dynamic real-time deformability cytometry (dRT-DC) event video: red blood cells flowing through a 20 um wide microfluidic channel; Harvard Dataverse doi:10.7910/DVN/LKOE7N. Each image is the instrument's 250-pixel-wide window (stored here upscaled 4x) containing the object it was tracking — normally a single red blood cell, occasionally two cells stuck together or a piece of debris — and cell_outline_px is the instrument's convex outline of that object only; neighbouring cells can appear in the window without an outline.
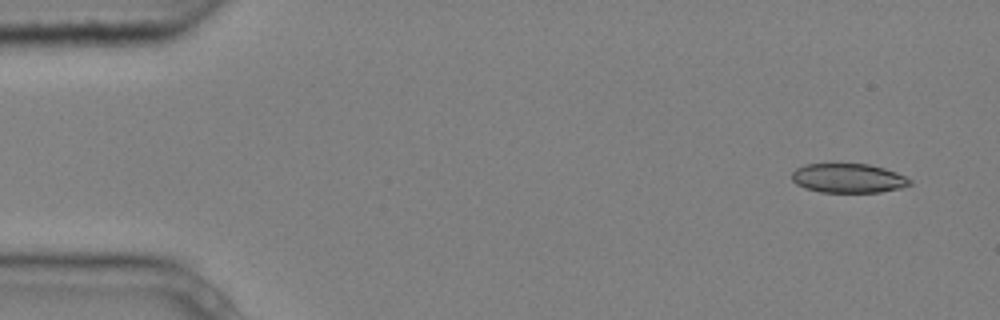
{"species": "common noctule bat (a hibernating species)", "species_latin": "Nyctalus noctula", "temperature_condition": "cold", "stored_images_in_passage": 6, "camera_frame_rate_fps": 3000, "um_per_image_px": 0.085, "animal": {"sex": "male", "body_mass_g": 20.4}, "frame": {"image": 1, "passage_image": 2, "time_ms": 0.333, "image_size_px": [1000, 320], "cell_outline_px": [[912, 184], [900, 188], [880, 192], [820, 192], [804, 188], [796, 184], [792, 180], [792, 172], [796, 168], [804, 164], [868, 164], [884, 168], [896, 172], [912, 180]], "centroid_in_image_um": [72.09, 15.15], "position_along_channel_um": 12.9, "area_um2": 20.17}}
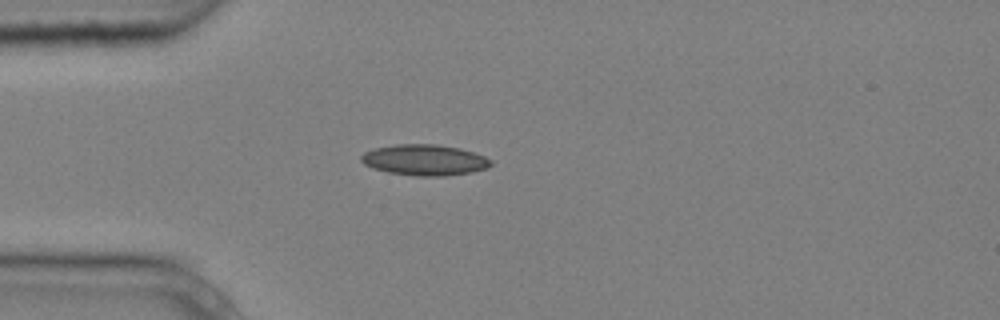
{"frame": {"image": 2, "passage_image": 5, "time_ms": 1.333, "image_size_px": [1000, 320], "cell_outline_px": [[492, 164], [488, 168], [472, 172], [444, 176], [416, 176], [388, 172], [372, 168], [364, 164], [360, 160], [360, 156], [364, 152], [376, 148], [396, 144], [436, 144], [460, 148], [484, 156], [492, 160]], "centroid_in_image_um": [36.09, 13.6], "position_along_channel_um": 48.9, "area_um2": 23.41}}